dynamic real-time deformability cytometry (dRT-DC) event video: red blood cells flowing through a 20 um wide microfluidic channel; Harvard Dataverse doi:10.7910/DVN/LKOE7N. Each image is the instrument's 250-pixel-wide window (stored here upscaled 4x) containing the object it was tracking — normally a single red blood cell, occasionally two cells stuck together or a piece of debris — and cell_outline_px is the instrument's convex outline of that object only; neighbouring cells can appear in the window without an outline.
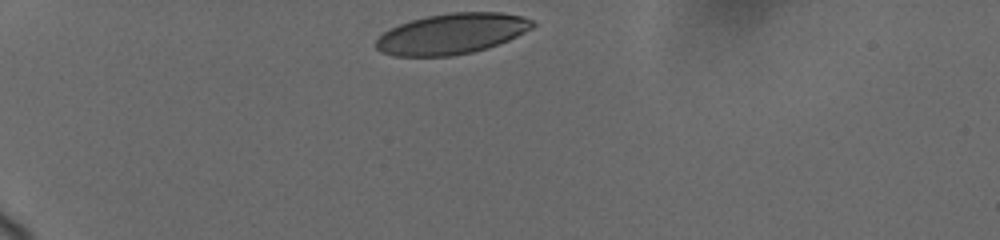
{"species": "human", "species_latin": "Homo sapiens", "temperature_condition": "cold", "stored_images_in_passage": 26, "camera_frame_rate_fps": 3000, "um_per_image_px": 0.085, "donor": {"sex": "female"}, "frame": {"image": 1, "passage_image": 1, "time_ms": 0.0, "image_size_px": [1000, 240], "cell_outline_px": [[536, 24], [532, 28], [508, 40], [472, 52], [452, 56], [392, 56], [380, 52], [376, 48], [376, 40], [384, 32], [400, 24], [412, 20], [428, 16], [452, 12], [500, 12], [524, 16], [532, 20]], "centroid_in_image_um": [38.4, 2.87], "position_along_channel_um": 46.6, "area_um2": 36.82}}
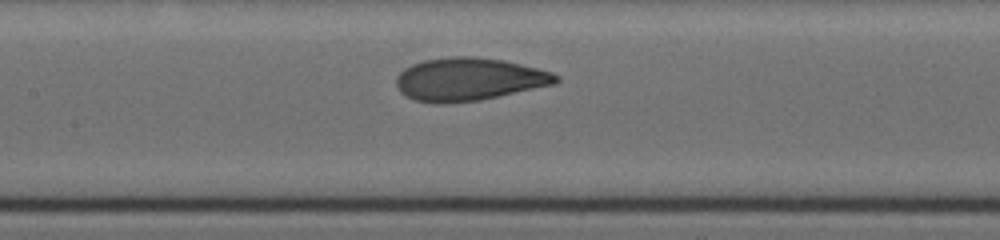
{"frame": {"image": 2, "passage_image": 16, "time_ms": 4.667, "image_size_px": [1000, 240], "cell_outline_px": [[560, 80], [556, 84], [480, 100], [416, 100], [400, 92], [396, 84], [396, 76], [404, 68], [412, 64], [424, 60], [452, 56], [472, 56], [504, 60], [552, 72], [560, 76]], "centroid_in_image_um": [39.92, 6.69], "position_along_channel_um": 167.5, "area_um2": 39.02}}
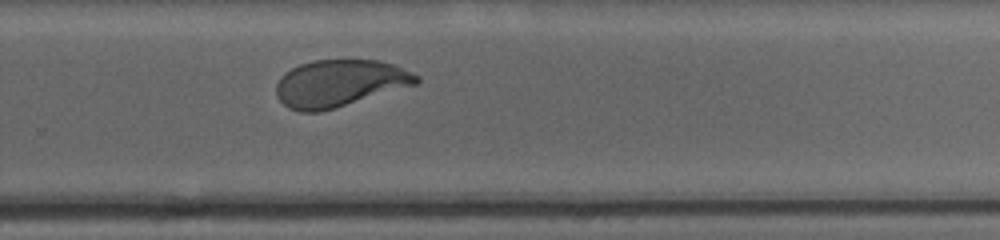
{"frame": {"image": 3, "passage_image": 26, "time_ms": 8.333, "image_size_px": [1000, 240], "cell_outline_px": [[420, 80], [416, 84], [320, 112], [300, 112], [288, 108], [276, 96], [276, 84], [280, 76], [284, 72], [300, 64], [312, 60], [380, 60], [392, 64], [420, 76]], "centroid_in_image_um": [28.81, 7.07], "position_along_channel_um": 301.0, "area_um2": 38.21}}